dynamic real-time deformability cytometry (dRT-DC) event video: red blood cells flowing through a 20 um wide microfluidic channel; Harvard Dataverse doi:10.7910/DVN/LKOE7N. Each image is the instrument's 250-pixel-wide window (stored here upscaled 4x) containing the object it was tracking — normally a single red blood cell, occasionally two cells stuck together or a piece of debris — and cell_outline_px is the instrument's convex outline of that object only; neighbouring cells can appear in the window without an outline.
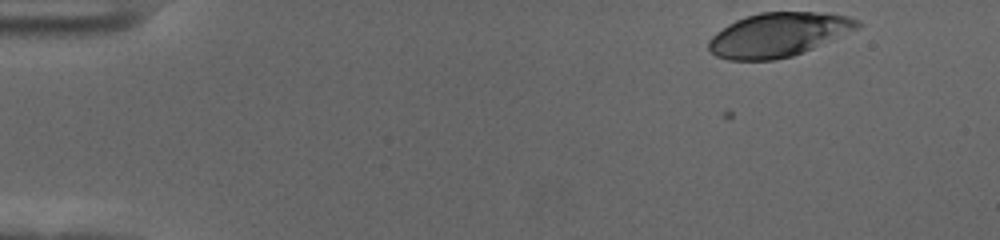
{"species": "human", "species_latin": "Homo sapiens", "temperature_condition": "cold", "stored_images_in_passage": 35, "camera_frame_rate_fps": 3000, "um_per_image_px": 0.085, "donor": {"sex": "female"}, "frame": {"image": 1, "passage_image": 1, "time_ms": 0.0, "image_size_px": [1000, 240], "cell_outline_px": [[864, 24], [860, 28], [812, 48], [792, 56], [776, 60], [728, 60], [716, 56], [708, 48], [708, 40], [716, 32], [728, 24], [744, 16], [760, 12], [820, 12], [848, 16]], "centroid_in_image_um": [66.15, 2.94], "position_along_channel_um": 18.9, "area_um2": 38.21}}
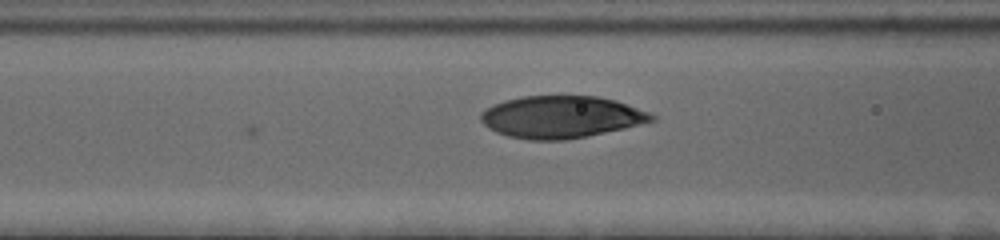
{"frame": {"image": 2, "passage_image": 19, "time_ms": 6.0, "image_size_px": [1000, 240], "cell_outline_px": [[656, 120], [624, 128], [564, 140], [528, 140], [508, 136], [496, 132], [488, 128], [480, 120], [480, 112], [492, 104], [504, 100], [524, 96], [596, 96], [616, 100], [648, 112], [656, 116]], "centroid_in_image_um": [47.65, 9.93], "position_along_channel_um": 118.9, "area_um2": 41.85}}
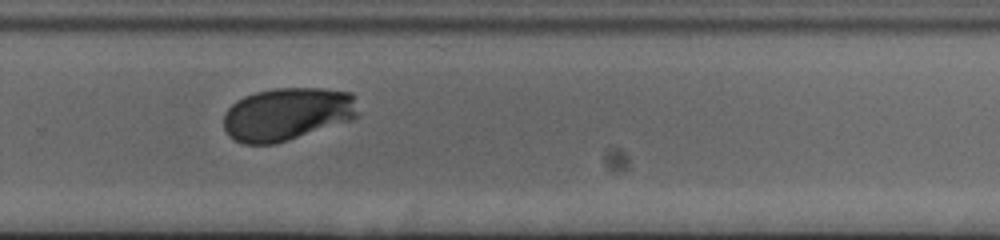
{"frame": {"image": 3, "passage_image": 35, "time_ms": 11.333, "image_size_px": [1000, 240], "cell_outline_px": [[360, 116], [352, 120], [276, 144], [244, 144], [228, 136], [224, 128], [224, 112], [236, 100], [244, 96], [256, 92], [276, 88], [320, 88], [352, 92]], "centroid_in_image_um": [24.42, 9.7], "position_along_channel_um": 305.4, "area_um2": 41.79}}